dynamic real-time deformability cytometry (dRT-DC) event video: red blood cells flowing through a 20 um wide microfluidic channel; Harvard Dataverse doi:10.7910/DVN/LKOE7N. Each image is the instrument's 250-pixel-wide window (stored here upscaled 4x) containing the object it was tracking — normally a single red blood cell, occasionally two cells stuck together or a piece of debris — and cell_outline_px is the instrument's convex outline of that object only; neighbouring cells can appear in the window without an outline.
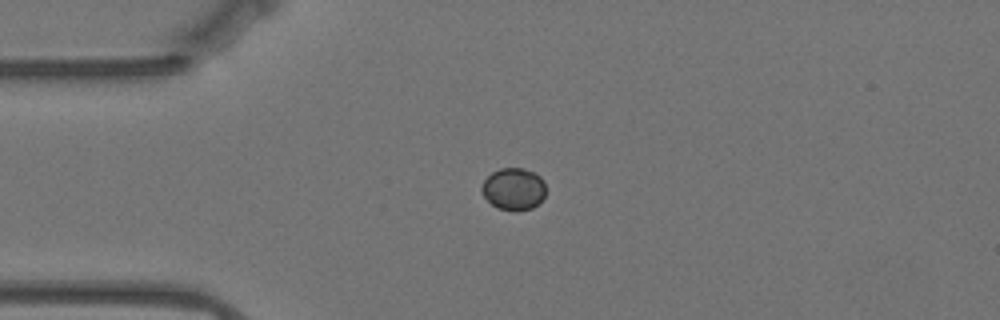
{"species": "Egyptian fruit bat (a non-hibernating species)", "species_latin": "Rousettus aegyptiacus", "temperature_condition": "warm", "stored_images_in_passage": 45, "camera_frame_rate_fps": 3000, "um_per_image_px": 0.085, "animal": {"sex": "female"}, "frame": {"image": 1, "passage_image": 1, "time_ms": 0.0, "image_size_px": [1000, 320], "cell_outline_px": [[544, 196], [532, 208], [516, 212], [512, 212], [496, 208], [480, 192], [480, 188], [484, 180], [492, 172], [500, 168], [524, 168], [540, 176], [544, 180]], "centroid_in_image_um": [43.62, 16.08], "position_along_channel_um": 41.4, "area_um2": 15.84}}
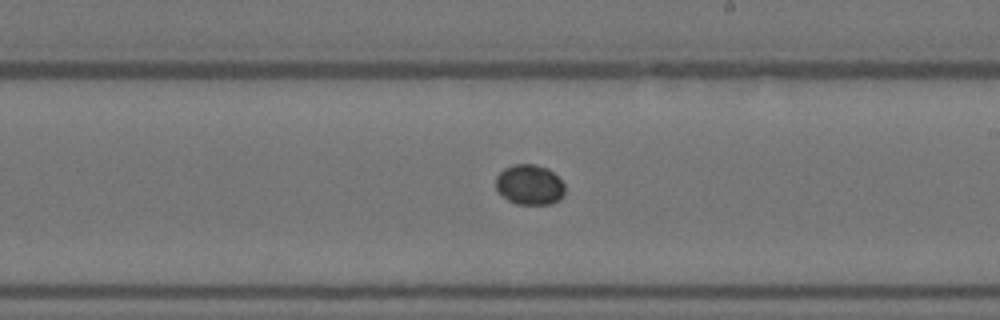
{"frame": {"image": 2, "passage_image": 20, "time_ms": 6.333, "image_size_px": [1000, 320], "cell_outline_px": [[564, 196], [560, 200], [552, 204], [516, 204], [508, 200], [496, 192], [496, 176], [504, 168], [512, 164], [536, 164], [548, 168], [564, 184]], "centroid_in_image_um": [45.0, 15.71], "position_along_channel_um": 244.0, "area_um2": 16.42}}
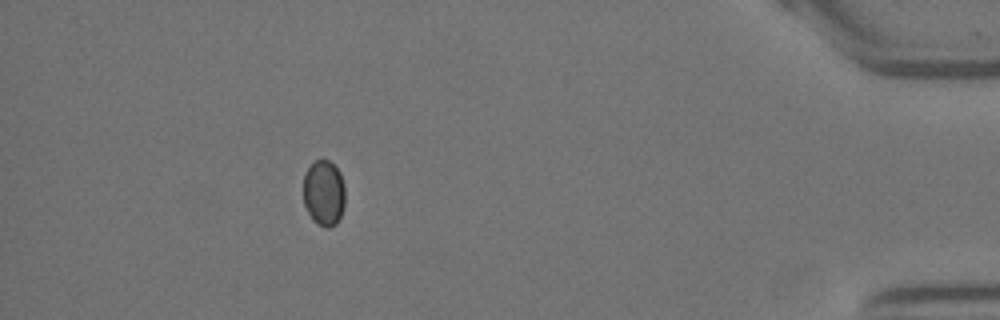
{"frame": {"image": 3, "passage_image": 39, "time_ms": 12.667, "image_size_px": [1000, 320], "cell_outline_px": [[344, 204], [340, 216], [336, 224], [328, 228], [324, 228], [316, 224], [312, 220], [304, 204], [304, 172], [320, 156], [328, 160], [340, 172], [344, 184]], "centroid_in_image_um": [27.52, 16.39], "position_along_channel_um": 407.7, "area_um2": 16.18}}